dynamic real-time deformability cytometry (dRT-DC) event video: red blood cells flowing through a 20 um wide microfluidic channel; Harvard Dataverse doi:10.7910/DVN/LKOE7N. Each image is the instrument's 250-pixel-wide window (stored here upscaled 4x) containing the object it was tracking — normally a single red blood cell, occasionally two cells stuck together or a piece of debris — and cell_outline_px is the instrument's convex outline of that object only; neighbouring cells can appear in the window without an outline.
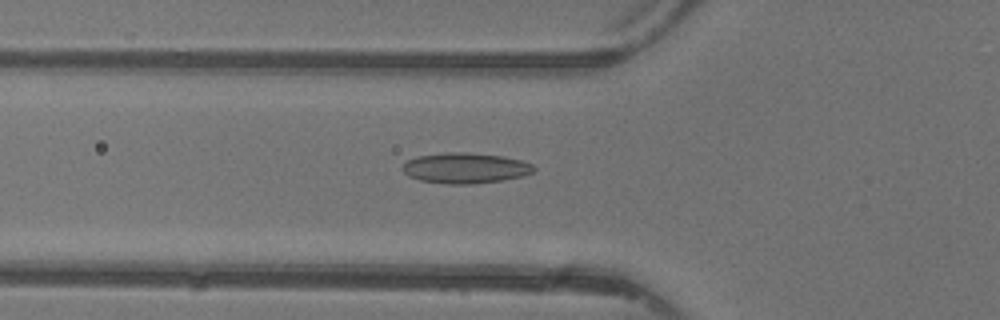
{"species": "common noctule bat (a hibernating species)", "species_latin": "Nyctalus noctula", "temperature_condition": "warm", "stored_images_in_passage": 32, "camera_frame_rate_fps": 3000, "um_per_image_px": 0.085, "animal": {"sex": "female"}, "frame": {"image": 1, "passage_image": 2, "time_ms": 0.333, "image_size_px": [1000, 320], "cell_outline_px": [[536, 168], [532, 172], [524, 176], [504, 180], [472, 184], [448, 184], [420, 180], [408, 176], [400, 168], [408, 160], [416, 156], [444, 152], [464, 152], [504, 156], [520, 160], [532, 164]], "centroid_in_image_um": [39.54, 14.28], "position_along_channel_um": 86.3, "area_um2": 23.52}}
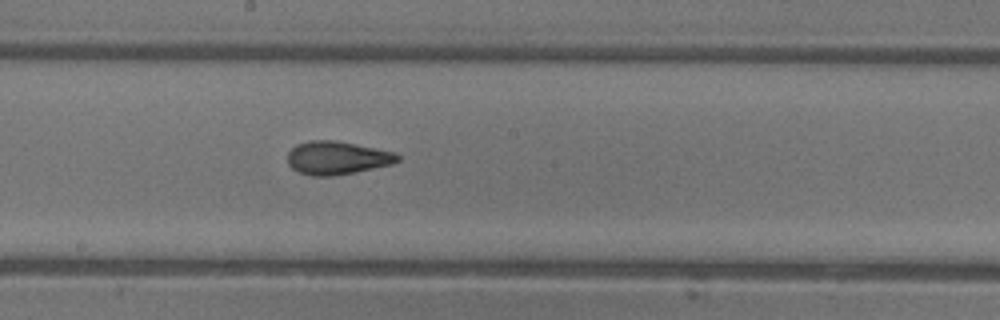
{"frame": {"image": 2, "passage_image": 11, "time_ms": 3.333, "image_size_px": [1000, 320], "cell_outline_px": [[400, 160], [392, 164], [356, 172], [332, 176], [312, 176], [300, 172], [292, 168], [288, 164], [288, 152], [296, 144], [308, 140], [332, 140], [396, 152], [400, 156]], "centroid_in_image_um": [28.65, 13.42], "position_along_channel_um": 219.6, "area_um2": 21.27}}
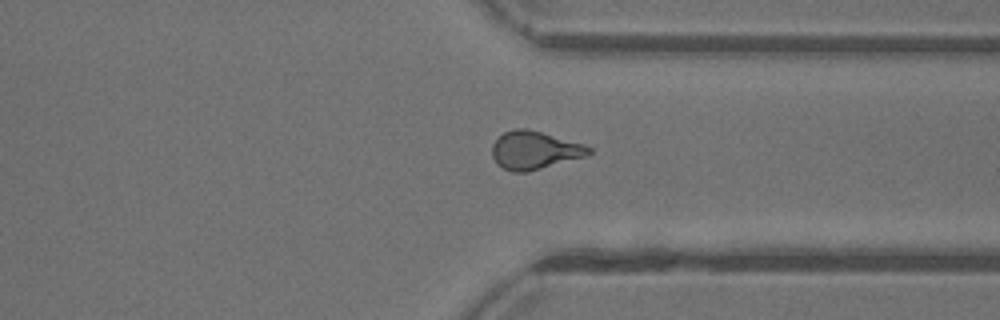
{"frame": {"image": 3, "passage_image": 21, "time_ms": 6.667, "image_size_px": [1000, 320], "cell_outline_px": [[592, 152], [588, 156], [528, 172], [512, 172], [496, 164], [492, 156], [492, 144], [504, 132], [516, 128], [528, 128], [584, 144], [592, 148]], "centroid_in_image_um": [45.45, 12.77], "position_along_channel_um": 366.0, "area_um2": 21.68}, "authors_computed_cell_mechanics": {"area_um2": 20.9525, "velocity_mm_per_s": 4.412, "shape_relaxation_time_tau1_ms": 8.5925, "shape_relaxation_time_tau2_ms": 1.236, "deformation_change_tau1": 0.2241, "deformation_change_tau2": 0.0853}}